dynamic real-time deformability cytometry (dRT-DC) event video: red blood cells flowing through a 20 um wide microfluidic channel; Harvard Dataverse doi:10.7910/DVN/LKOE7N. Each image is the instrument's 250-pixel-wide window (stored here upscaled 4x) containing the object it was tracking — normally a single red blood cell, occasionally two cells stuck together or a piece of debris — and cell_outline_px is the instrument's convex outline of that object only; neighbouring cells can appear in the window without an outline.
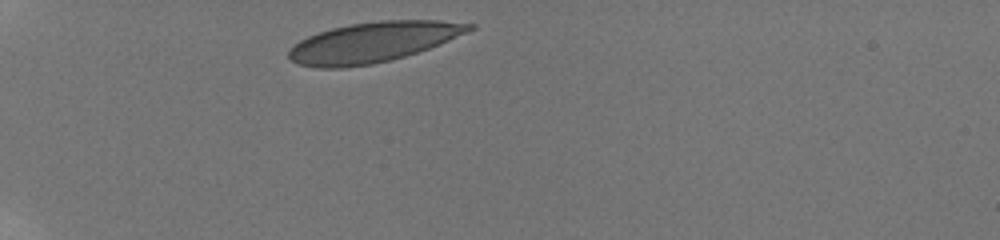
{"species": "human", "species_latin": "Homo sapiens", "temperature_condition": "room temperature", "stored_images_in_passage": 14, "camera_frame_rate_fps": 3000, "um_per_image_px": 0.085, "donor": {"sex": "male"}, "frame": {"image": 1, "passage_image": 1, "time_ms": 0.0, "image_size_px": [1000, 240], "cell_outline_px": [[476, 28], [468, 32], [440, 44], [404, 56], [372, 64], [340, 68], [316, 68], [300, 64], [292, 60], [288, 56], [288, 52], [300, 40], [308, 36], [332, 28], [352, 24], [380, 20], [440, 20], [476, 24]], "centroid_in_image_um": [31.75, 3.57], "position_along_channel_um": 53.3, "area_um2": 41.91}}
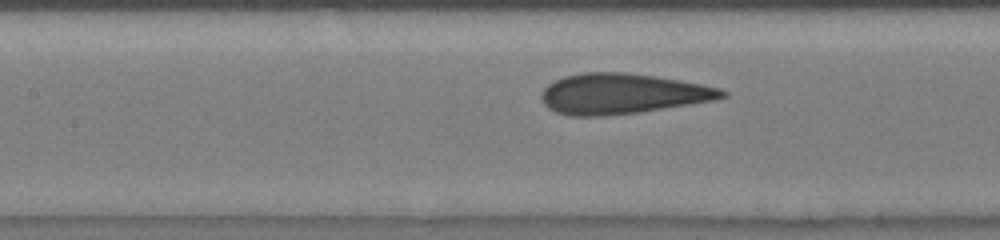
{"frame": {"image": 2, "passage_image": 7, "time_ms": 3.667, "image_size_px": [1000, 240], "cell_outline_px": [[728, 96], [716, 100], [640, 112], [604, 116], [568, 116], [556, 112], [548, 108], [544, 104], [540, 96], [544, 88], [548, 84], [564, 76], [584, 72], [624, 72], [656, 76], [680, 80], [720, 88], [728, 92]], "centroid_in_image_um": [52.89, 7.97], "position_along_channel_um": 154.5, "area_um2": 42.71}}
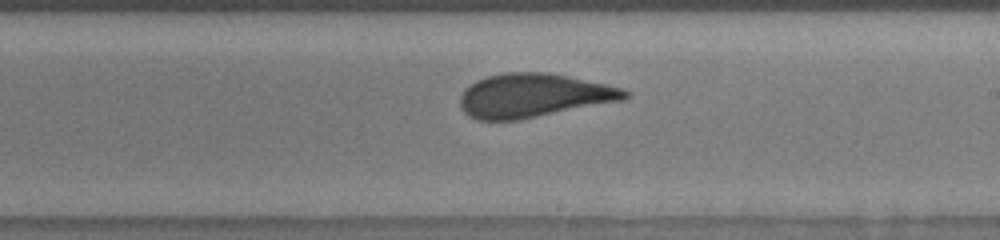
{"frame": {"image": 3, "passage_image": 13, "time_ms": 6.0, "image_size_px": [1000, 240], "cell_outline_px": [[632, 92], [624, 100], [520, 120], [476, 120], [468, 116], [460, 108], [460, 96], [464, 88], [476, 80], [488, 76], [504, 72], [548, 72], [608, 84], [624, 88]], "centroid_in_image_um": [45.36, 8.12], "position_along_channel_um": 243.6, "area_um2": 42.54}}